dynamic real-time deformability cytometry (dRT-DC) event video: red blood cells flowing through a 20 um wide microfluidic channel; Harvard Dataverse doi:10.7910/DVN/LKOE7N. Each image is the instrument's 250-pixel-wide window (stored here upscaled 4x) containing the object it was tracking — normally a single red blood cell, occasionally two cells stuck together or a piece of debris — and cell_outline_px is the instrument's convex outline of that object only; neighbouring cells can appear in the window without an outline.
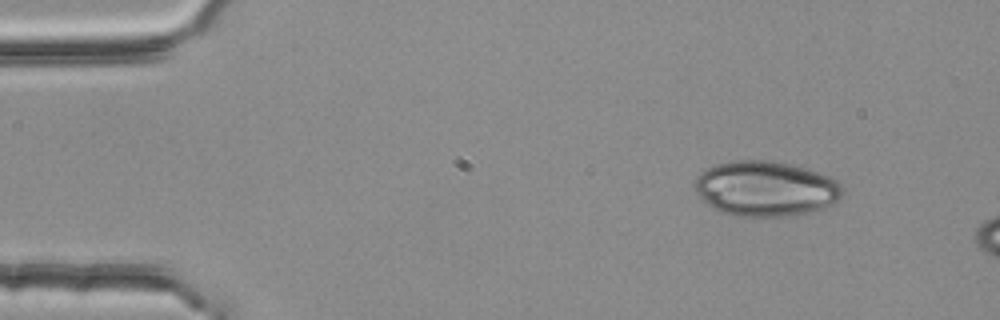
{"species": "common noctule bat (a hibernating species)", "species_latin": "Nyctalus noctula", "temperature_condition": "room temperature", "stored_images_in_passage": 3, "camera_frame_rate_fps": 3000, "um_per_image_px": 0.085, "animal": {"sex": "female", "body_mass_g": 25.1}, "frame": {"image": 1, "passage_image": 1, "time_ms": 0.0, "image_size_px": [1000, 320], "cell_outline_px": [[844, 196], [832, 204], [808, 212], [784, 216], [732, 216], [720, 212], [712, 208], [696, 192], [696, 176], [700, 172], [716, 164], [732, 160], [768, 160], [788, 164], [804, 168], [828, 176], [836, 180], [844, 188]], "centroid_in_image_um": [65.07, 16.03], "position_along_channel_um": 19.9, "area_um2": 47.34}}